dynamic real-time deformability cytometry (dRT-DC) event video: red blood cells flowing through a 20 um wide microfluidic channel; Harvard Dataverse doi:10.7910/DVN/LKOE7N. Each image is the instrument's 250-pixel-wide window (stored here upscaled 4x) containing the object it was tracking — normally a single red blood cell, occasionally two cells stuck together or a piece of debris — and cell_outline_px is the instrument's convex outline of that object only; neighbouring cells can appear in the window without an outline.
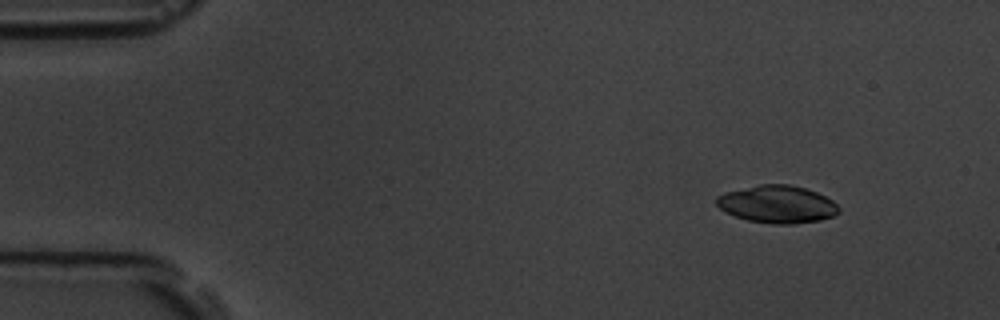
{"species": "common noctule bat (a hibernating species)", "species_latin": "Nyctalus noctula", "temperature_condition": "room temperature", "stored_images_in_passage": 5, "camera_frame_rate_fps": 3000, "um_per_image_px": 0.085, "animal": {"sex": "male", "body_mass_g": 19.5, "forearm_length_mm": 54.6}, "frame": {"image": 1, "passage_image": 2, "time_ms": 1.0, "image_size_px": [1000, 320], "cell_outline_px": [[840, 212], [836, 216], [820, 220], [792, 224], [772, 224], [748, 220], [724, 212], [716, 204], [716, 196], [724, 192], [760, 184], [788, 184], [804, 188], [816, 192], [832, 200], [840, 208]], "centroid_in_image_um": [66.07, 17.36], "position_along_channel_um": 18.9, "area_um2": 26.88}}
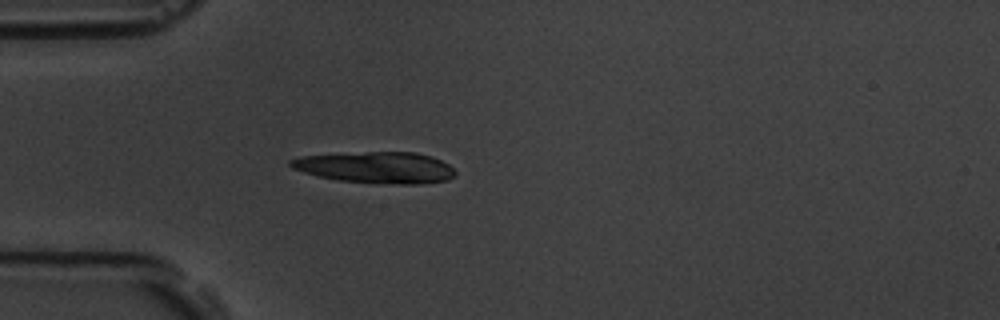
{"frame": {"image": 2, "passage_image": 5, "time_ms": 4.333, "image_size_px": [1000, 320], "cell_outline_px": [[456, 176], [448, 180], [420, 184], [396, 184], [340, 180], [320, 176], [304, 172], [292, 168], [288, 164], [288, 160], [300, 156], [368, 152], [416, 152], [432, 156], [448, 164], [456, 172]], "centroid_in_image_um": [32.0, 14.23], "position_along_channel_um": 53.0, "area_um2": 29.94}}